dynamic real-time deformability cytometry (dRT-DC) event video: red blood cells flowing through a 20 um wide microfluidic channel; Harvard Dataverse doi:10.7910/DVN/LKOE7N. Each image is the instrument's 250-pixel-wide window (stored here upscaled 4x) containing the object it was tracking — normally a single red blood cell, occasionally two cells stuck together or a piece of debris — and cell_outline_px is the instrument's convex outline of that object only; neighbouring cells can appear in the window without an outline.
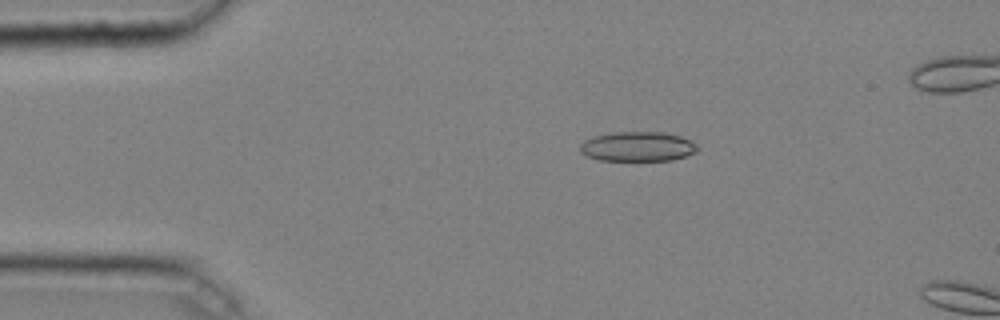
{"species": "common noctule bat (a hibernating species)", "species_latin": "Nyctalus noctula", "temperature_condition": "cold", "stored_images_in_passage": 12, "camera_frame_rate_fps": 3000, "um_per_image_px": 0.085, "animal": {"sex": "male", "body_mass_g": 20.4}, "frame": {"image": 1, "passage_image": 9, "time_ms": 2.667, "image_size_px": [1000, 320], "cell_outline_px": [[700, 148], [696, 152], [672, 160], [600, 160], [588, 156], [580, 152], [580, 144], [584, 140], [592, 136], [616, 132], [664, 132], [680, 136], [696, 144]], "centroid_in_image_um": [54.19, 12.45], "position_along_channel_um": 30.8, "area_um2": 20.23}}